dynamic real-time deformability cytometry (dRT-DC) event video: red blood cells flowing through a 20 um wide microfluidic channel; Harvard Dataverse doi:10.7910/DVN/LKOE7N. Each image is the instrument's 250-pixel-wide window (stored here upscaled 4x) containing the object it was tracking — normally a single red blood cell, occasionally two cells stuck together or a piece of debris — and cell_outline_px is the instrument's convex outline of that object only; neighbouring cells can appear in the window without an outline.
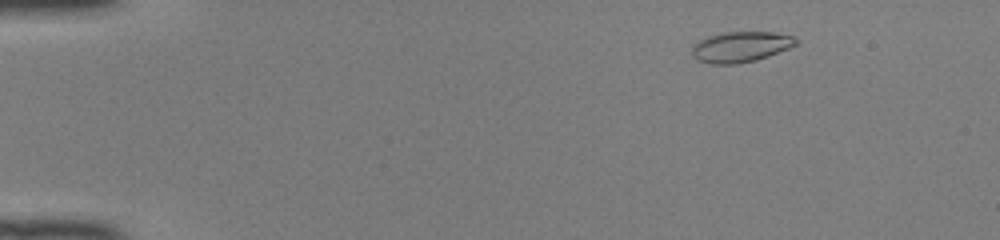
{"species": "common noctule bat (a hibernating species)", "species_latin": "Nyctalus noctula", "temperature_condition": "room temperature", "stored_images_in_passage": 48, "camera_frame_rate_fps": 3000, "um_per_image_px": 0.085, "animal": {"sex": "female", "body_mass_g": 22.0, "forearm_length_mm": 56.7}, "frame": {"image": 1, "passage_image": 5, "time_ms": 1.333, "image_size_px": [1000, 240], "cell_outline_px": [[800, 40], [796, 44], [788, 48], [768, 56], [756, 60], [736, 64], [712, 64], [696, 60], [692, 56], [692, 48], [700, 40], [708, 36], [720, 32], [776, 32], [796, 36]], "centroid_in_image_um": [62.98, 3.97], "position_along_channel_um": 22.0, "area_um2": 18.67}}
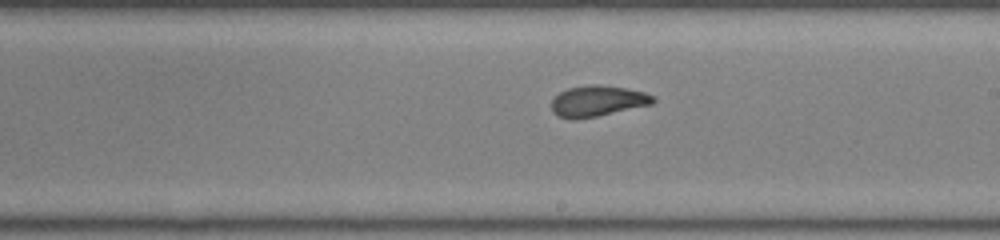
{"frame": {"image": 2, "passage_image": 28, "time_ms": 9.0, "image_size_px": [1000, 240], "cell_outline_px": [[656, 100], [652, 104], [596, 116], [576, 120], [572, 120], [556, 116], [552, 112], [552, 100], [560, 92], [568, 88], [596, 84], [600, 84], [624, 88], [644, 92], [656, 96]], "centroid_in_image_um": [50.78, 8.6], "position_along_channel_um": 238.2, "area_um2": 18.26}}
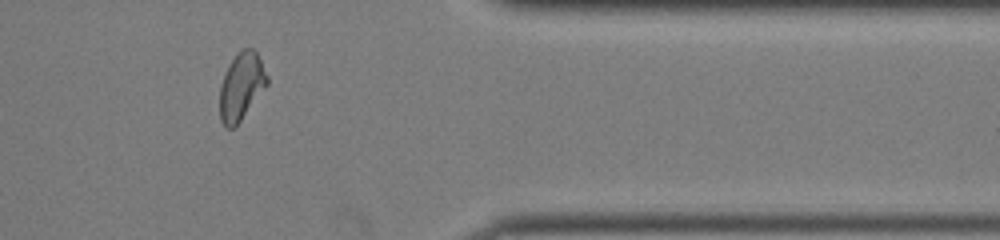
{"frame": {"image": 3, "passage_image": 40, "time_ms": 13.0, "image_size_px": [1000, 240], "cell_outline_px": [[268, 84], [240, 120], [232, 128], [224, 128], [220, 120], [220, 84], [224, 72], [228, 64], [244, 48], [252, 48], [256, 52], [268, 76]], "centroid_in_image_um": [20.49, 7.35], "position_along_channel_um": 390.9, "area_um2": 18.32}, "authors_computed_cell_mechanics": {"area_um2": 18.3226, "velocity_mm_per_s": 4.149, "shape_relaxation_time_tau1_ms": null, "shape_relaxation_time_tau2_ms": 1.1473, "deformation_change_tau1": null, "deformation_change_tau2": 0.0735}}